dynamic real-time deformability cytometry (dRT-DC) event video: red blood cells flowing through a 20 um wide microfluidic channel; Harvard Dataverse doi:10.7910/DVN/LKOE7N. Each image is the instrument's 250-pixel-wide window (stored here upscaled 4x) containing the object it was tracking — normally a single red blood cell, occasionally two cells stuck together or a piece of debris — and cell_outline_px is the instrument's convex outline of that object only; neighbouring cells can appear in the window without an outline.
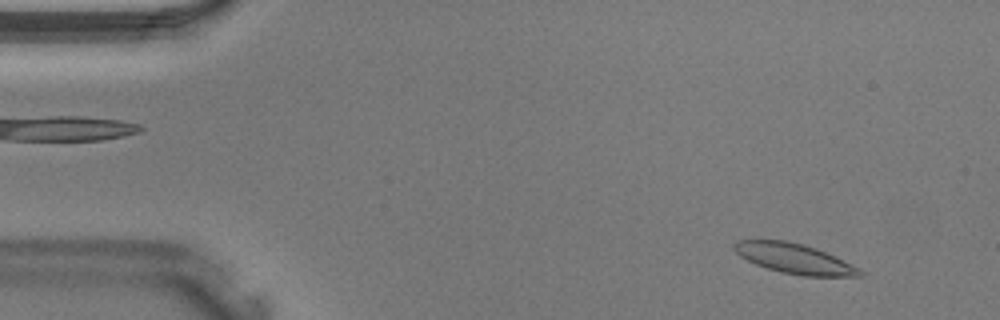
{"species": "Egyptian fruit bat (a non-hibernating species)", "species_latin": "Rousettus aegyptiacus", "temperature_condition": "warm", "stored_images_in_passage": 42, "camera_frame_rate_fps": 3000, "um_per_image_px": 0.085, "animal": {"sex": "male"}, "frame": {"image": 1, "passage_image": 4, "time_ms": 1.0, "image_size_px": [1000, 320], "cell_outline_px": [[864, 276], [804, 276], [780, 272], [756, 264], [740, 256], [732, 248], [732, 244], [736, 240], [784, 240], [800, 244], [824, 252], [860, 268], [864, 272]], "centroid_in_image_um": [67.49, 21.99], "position_along_channel_um": 17.5, "area_um2": 21.62}}
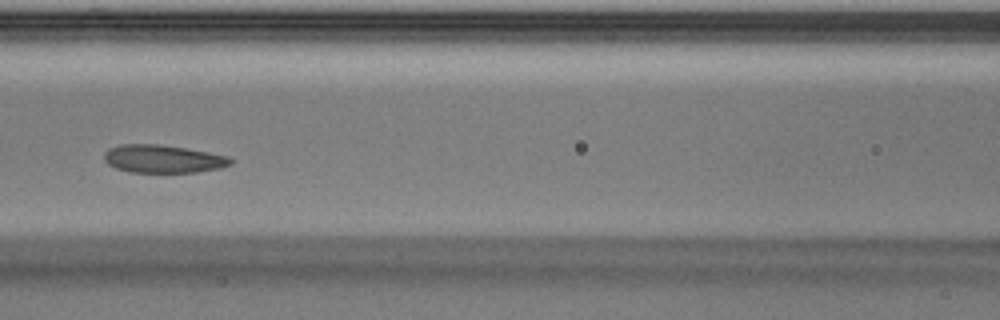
{"frame": {"image": 2, "passage_image": 18, "time_ms": 5.667, "image_size_px": [1000, 320], "cell_outline_px": [[236, 160], [232, 164], [220, 168], [196, 172], [128, 172], [116, 168], [108, 164], [104, 160], [104, 152], [108, 148], [120, 144], [160, 144], [208, 152], [228, 156]], "centroid_in_image_um": [13.86, 13.5], "position_along_channel_um": 152.7, "area_um2": 20.75}}
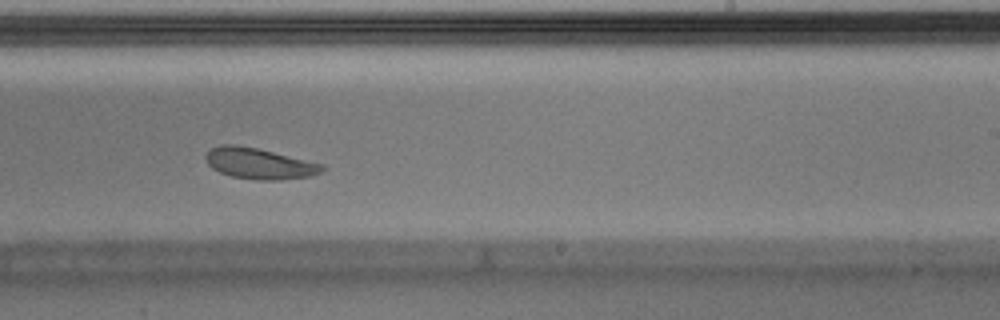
{"frame": {"image": 3, "passage_image": 25, "time_ms": 8.0, "image_size_px": [1000, 320], "cell_outline_px": [[324, 168], [320, 172], [312, 176], [280, 180], [256, 180], [232, 176], [220, 172], [212, 168], [208, 164], [204, 156], [212, 148], [220, 144], [236, 144], [256, 148], [324, 164]], "centroid_in_image_um": [22.03, 13.9], "position_along_channel_um": 267.0, "area_um2": 20.92}}